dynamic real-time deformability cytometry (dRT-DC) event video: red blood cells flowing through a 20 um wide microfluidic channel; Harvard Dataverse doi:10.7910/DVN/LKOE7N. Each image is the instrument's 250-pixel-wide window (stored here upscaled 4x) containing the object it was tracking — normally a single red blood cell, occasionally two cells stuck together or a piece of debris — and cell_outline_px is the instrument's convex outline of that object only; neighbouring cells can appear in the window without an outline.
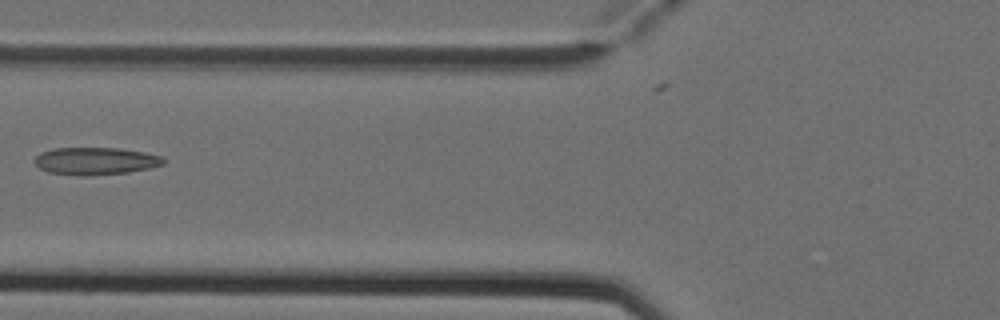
{"species": "Egyptian fruit bat (a non-hibernating species)", "species_latin": "Rousettus aegyptiacus", "temperature_condition": "cold", "stored_images_in_passage": 4, "camera_frame_rate_fps": 3000, "um_per_image_px": 0.085, "animal": {"sex": "female"}, "frame": {"image": 1, "passage_image": 4, "time_ms": 1.0, "image_size_px": [1000, 320], "cell_outline_px": [[164, 164], [148, 168], [128, 172], [84, 176], [80, 176], [48, 172], [40, 168], [32, 160], [40, 152], [56, 148], [120, 148], [144, 152], [160, 156], [164, 160]], "centroid_in_image_um": [8.08, 13.68], "position_along_channel_um": 117.7, "area_um2": 20.52}}